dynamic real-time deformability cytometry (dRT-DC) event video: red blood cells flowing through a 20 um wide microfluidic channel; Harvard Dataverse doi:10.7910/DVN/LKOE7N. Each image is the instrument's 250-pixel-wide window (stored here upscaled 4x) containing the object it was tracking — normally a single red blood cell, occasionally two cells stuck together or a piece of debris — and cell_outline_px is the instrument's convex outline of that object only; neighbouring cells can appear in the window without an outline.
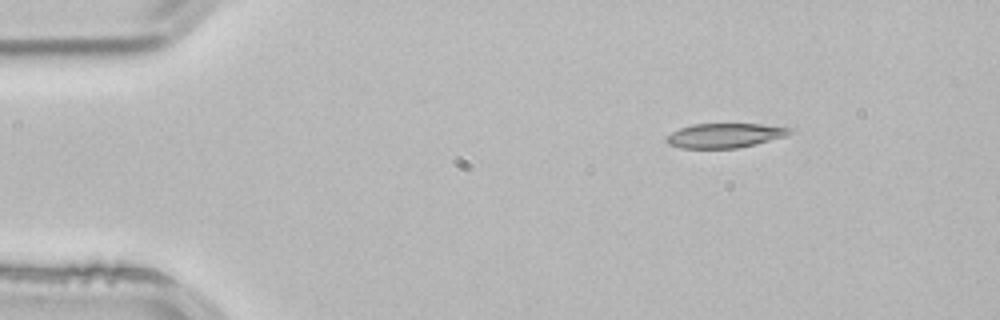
{"species": "common noctule bat (a hibernating species)", "species_latin": "Nyctalus noctula", "temperature_condition": "room temperature", "stored_images_in_passage": 3, "camera_frame_rate_fps": 3000, "um_per_image_px": 0.085, "animal": {"sex": "male", "body_mass_g": 21.5, "forearm_length_mm": 52.0}, "frame": {"image": 1, "passage_image": 1, "time_ms": 0.0, "image_size_px": [1000, 320], "cell_outline_px": [[796, 132], [788, 136], [756, 144], [736, 148], [680, 148], [668, 144], [664, 140], [672, 132], [680, 128], [692, 124], [760, 124], [796, 128]], "centroid_in_image_um": [61.69, 11.51], "position_along_channel_um": 23.3, "area_um2": 17.86}}
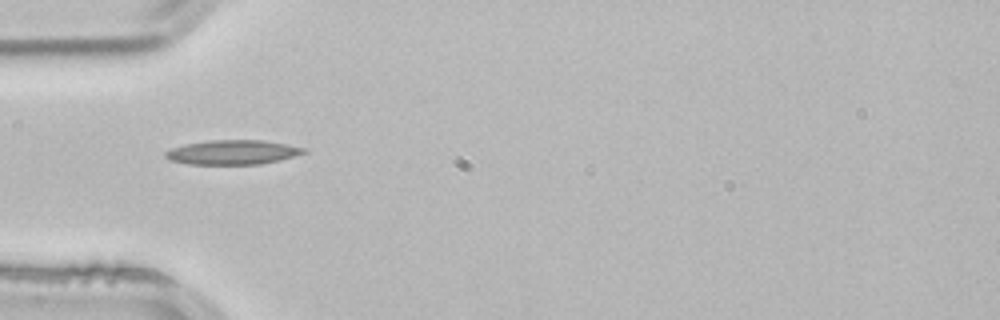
{"frame": {"image": 2, "passage_image": 3, "time_ms": 0.667, "image_size_px": [1000, 320], "cell_outline_px": [[308, 152], [280, 160], [260, 164], [188, 164], [168, 160], [164, 156], [164, 152], [172, 148], [184, 144], [208, 140], [264, 140], [304, 148]], "centroid_in_image_um": [19.73, 12.94], "position_along_channel_um": 65.3, "area_um2": 19.71}}